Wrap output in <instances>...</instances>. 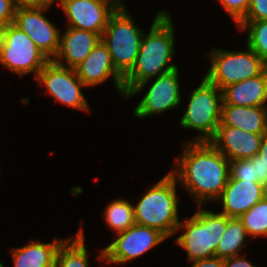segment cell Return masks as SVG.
I'll use <instances>...</instances> for the list:
<instances>
[{
	"label": "cell",
	"mask_w": 267,
	"mask_h": 267,
	"mask_svg": "<svg viewBox=\"0 0 267 267\" xmlns=\"http://www.w3.org/2000/svg\"><path fill=\"white\" fill-rule=\"evenodd\" d=\"M49 8L18 9L13 24L25 32L49 60H53L59 49L61 30L44 16Z\"/></svg>",
	"instance_id": "12"
},
{
	"label": "cell",
	"mask_w": 267,
	"mask_h": 267,
	"mask_svg": "<svg viewBox=\"0 0 267 267\" xmlns=\"http://www.w3.org/2000/svg\"><path fill=\"white\" fill-rule=\"evenodd\" d=\"M182 155L170 173L193 196L197 206L217 200L230 174V161L210 141L185 142Z\"/></svg>",
	"instance_id": "1"
},
{
	"label": "cell",
	"mask_w": 267,
	"mask_h": 267,
	"mask_svg": "<svg viewBox=\"0 0 267 267\" xmlns=\"http://www.w3.org/2000/svg\"><path fill=\"white\" fill-rule=\"evenodd\" d=\"M222 100V104L236 106H267V68L257 76L224 87Z\"/></svg>",
	"instance_id": "18"
},
{
	"label": "cell",
	"mask_w": 267,
	"mask_h": 267,
	"mask_svg": "<svg viewBox=\"0 0 267 267\" xmlns=\"http://www.w3.org/2000/svg\"><path fill=\"white\" fill-rule=\"evenodd\" d=\"M222 90L203 77L189 97V104L180 119V126L201 134L191 141H211L221 119Z\"/></svg>",
	"instance_id": "6"
},
{
	"label": "cell",
	"mask_w": 267,
	"mask_h": 267,
	"mask_svg": "<svg viewBox=\"0 0 267 267\" xmlns=\"http://www.w3.org/2000/svg\"><path fill=\"white\" fill-rule=\"evenodd\" d=\"M197 207L198 211L180 222L176 230L183 231L175 242L187 252L189 262L216 257V248L227 228L226 215Z\"/></svg>",
	"instance_id": "4"
},
{
	"label": "cell",
	"mask_w": 267,
	"mask_h": 267,
	"mask_svg": "<svg viewBox=\"0 0 267 267\" xmlns=\"http://www.w3.org/2000/svg\"><path fill=\"white\" fill-rule=\"evenodd\" d=\"M46 87L45 93L64 105L89 112V106L81 88L86 87L72 68L49 60L35 78Z\"/></svg>",
	"instance_id": "10"
},
{
	"label": "cell",
	"mask_w": 267,
	"mask_h": 267,
	"mask_svg": "<svg viewBox=\"0 0 267 267\" xmlns=\"http://www.w3.org/2000/svg\"><path fill=\"white\" fill-rule=\"evenodd\" d=\"M176 178L169 172L139 199L134 207L135 222L157 229L167 238L176 233L180 223Z\"/></svg>",
	"instance_id": "3"
},
{
	"label": "cell",
	"mask_w": 267,
	"mask_h": 267,
	"mask_svg": "<svg viewBox=\"0 0 267 267\" xmlns=\"http://www.w3.org/2000/svg\"><path fill=\"white\" fill-rule=\"evenodd\" d=\"M230 177L243 181H257L254 163L250 159H237L230 161Z\"/></svg>",
	"instance_id": "26"
},
{
	"label": "cell",
	"mask_w": 267,
	"mask_h": 267,
	"mask_svg": "<svg viewBox=\"0 0 267 267\" xmlns=\"http://www.w3.org/2000/svg\"><path fill=\"white\" fill-rule=\"evenodd\" d=\"M125 5L110 16L101 41L107 46L116 70L125 77L134 67L144 32L135 25Z\"/></svg>",
	"instance_id": "5"
},
{
	"label": "cell",
	"mask_w": 267,
	"mask_h": 267,
	"mask_svg": "<svg viewBox=\"0 0 267 267\" xmlns=\"http://www.w3.org/2000/svg\"><path fill=\"white\" fill-rule=\"evenodd\" d=\"M82 227L72 239L64 240L56 254L55 267H88L89 255Z\"/></svg>",
	"instance_id": "21"
},
{
	"label": "cell",
	"mask_w": 267,
	"mask_h": 267,
	"mask_svg": "<svg viewBox=\"0 0 267 267\" xmlns=\"http://www.w3.org/2000/svg\"><path fill=\"white\" fill-rule=\"evenodd\" d=\"M247 237L242 221L237 217H227V228L216 248V257L227 259L240 255L241 249L247 244Z\"/></svg>",
	"instance_id": "22"
},
{
	"label": "cell",
	"mask_w": 267,
	"mask_h": 267,
	"mask_svg": "<svg viewBox=\"0 0 267 267\" xmlns=\"http://www.w3.org/2000/svg\"><path fill=\"white\" fill-rule=\"evenodd\" d=\"M178 68L155 77L147 93L134 109V115L145 118L175 109L181 103Z\"/></svg>",
	"instance_id": "13"
},
{
	"label": "cell",
	"mask_w": 267,
	"mask_h": 267,
	"mask_svg": "<svg viewBox=\"0 0 267 267\" xmlns=\"http://www.w3.org/2000/svg\"><path fill=\"white\" fill-rule=\"evenodd\" d=\"M238 218L250 238L267 237V195Z\"/></svg>",
	"instance_id": "25"
},
{
	"label": "cell",
	"mask_w": 267,
	"mask_h": 267,
	"mask_svg": "<svg viewBox=\"0 0 267 267\" xmlns=\"http://www.w3.org/2000/svg\"><path fill=\"white\" fill-rule=\"evenodd\" d=\"M56 0H13V4L18 9L51 7Z\"/></svg>",
	"instance_id": "31"
},
{
	"label": "cell",
	"mask_w": 267,
	"mask_h": 267,
	"mask_svg": "<svg viewBox=\"0 0 267 267\" xmlns=\"http://www.w3.org/2000/svg\"><path fill=\"white\" fill-rule=\"evenodd\" d=\"M211 66L204 76L220 90L261 74L267 65L247 46L246 51L212 49L209 53Z\"/></svg>",
	"instance_id": "7"
},
{
	"label": "cell",
	"mask_w": 267,
	"mask_h": 267,
	"mask_svg": "<svg viewBox=\"0 0 267 267\" xmlns=\"http://www.w3.org/2000/svg\"><path fill=\"white\" fill-rule=\"evenodd\" d=\"M48 61L27 34L13 23L0 30V63L18 76L35 73V79Z\"/></svg>",
	"instance_id": "8"
},
{
	"label": "cell",
	"mask_w": 267,
	"mask_h": 267,
	"mask_svg": "<svg viewBox=\"0 0 267 267\" xmlns=\"http://www.w3.org/2000/svg\"><path fill=\"white\" fill-rule=\"evenodd\" d=\"M74 70L86 87L99 85L112 77L116 89L124 96V77L116 70L111 54L102 41Z\"/></svg>",
	"instance_id": "14"
},
{
	"label": "cell",
	"mask_w": 267,
	"mask_h": 267,
	"mask_svg": "<svg viewBox=\"0 0 267 267\" xmlns=\"http://www.w3.org/2000/svg\"><path fill=\"white\" fill-rule=\"evenodd\" d=\"M133 206L126 199H116L106 206L104 210L105 222L116 234L136 224Z\"/></svg>",
	"instance_id": "23"
},
{
	"label": "cell",
	"mask_w": 267,
	"mask_h": 267,
	"mask_svg": "<svg viewBox=\"0 0 267 267\" xmlns=\"http://www.w3.org/2000/svg\"><path fill=\"white\" fill-rule=\"evenodd\" d=\"M263 133H250L231 126H218L210 141L229 161L249 159L258 154Z\"/></svg>",
	"instance_id": "16"
},
{
	"label": "cell",
	"mask_w": 267,
	"mask_h": 267,
	"mask_svg": "<svg viewBox=\"0 0 267 267\" xmlns=\"http://www.w3.org/2000/svg\"><path fill=\"white\" fill-rule=\"evenodd\" d=\"M50 243L31 241L28 245L13 248L12 258L14 267H55L56 254L64 240L57 237Z\"/></svg>",
	"instance_id": "20"
},
{
	"label": "cell",
	"mask_w": 267,
	"mask_h": 267,
	"mask_svg": "<svg viewBox=\"0 0 267 267\" xmlns=\"http://www.w3.org/2000/svg\"><path fill=\"white\" fill-rule=\"evenodd\" d=\"M237 25L246 15L250 0H218Z\"/></svg>",
	"instance_id": "27"
},
{
	"label": "cell",
	"mask_w": 267,
	"mask_h": 267,
	"mask_svg": "<svg viewBox=\"0 0 267 267\" xmlns=\"http://www.w3.org/2000/svg\"><path fill=\"white\" fill-rule=\"evenodd\" d=\"M67 17L68 26L103 34L110 16L123 0H57Z\"/></svg>",
	"instance_id": "11"
},
{
	"label": "cell",
	"mask_w": 267,
	"mask_h": 267,
	"mask_svg": "<svg viewBox=\"0 0 267 267\" xmlns=\"http://www.w3.org/2000/svg\"><path fill=\"white\" fill-rule=\"evenodd\" d=\"M265 195H267V188L260 182L232 179L229 176L223 192L217 199L221 201L223 207L220 213L227 217L238 218L258 203Z\"/></svg>",
	"instance_id": "15"
},
{
	"label": "cell",
	"mask_w": 267,
	"mask_h": 267,
	"mask_svg": "<svg viewBox=\"0 0 267 267\" xmlns=\"http://www.w3.org/2000/svg\"><path fill=\"white\" fill-rule=\"evenodd\" d=\"M257 155L267 164V131L263 133L260 150Z\"/></svg>",
	"instance_id": "34"
},
{
	"label": "cell",
	"mask_w": 267,
	"mask_h": 267,
	"mask_svg": "<svg viewBox=\"0 0 267 267\" xmlns=\"http://www.w3.org/2000/svg\"><path fill=\"white\" fill-rule=\"evenodd\" d=\"M15 13L13 0H0V30L14 22Z\"/></svg>",
	"instance_id": "29"
},
{
	"label": "cell",
	"mask_w": 267,
	"mask_h": 267,
	"mask_svg": "<svg viewBox=\"0 0 267 267\" xmlns=\"http://www.w3.org/2000/svg\"><path fill=\"white\" fill-rule=\"evenodd\" d=\"M175 34L171 15L159 11L150 26L149 33L143 34L142 42L132 70L124 77V97L132 98L140 93L154 77L177 68L171 63L175 54Z\"/></svg>",
	"instance_id": "2"
},
{
	"label": "cell",
	"mask_w": 267,
	"mask_h": 267,
	"mask_svg": "<svg viewBox=\"0 0 267 267\" xmlns=\"http://www.w3.org/2000/svg\"><path fill=\"white\" fill-rule=\"evenodd\" d=\"M240 31L247 30V46L267 65V20L240 21Z\"/></svg>",
	"instance_id": "24"
},
{
	"label": "cell",
	"mask_w": 267,
	"mask_h": 267,
	"mask_svg": "<svg viewBox=\"0 0 267 267\" xmlns=\"http://www.w3.org/2000/svg\"><path fill=\"white\" fill-rule=\"evenodd\" d=\"M219 126H231L250 133L267 131V106L222 104Z\"/></svg>",
	"instance_id": "19"
},
{
	"label": "cell",
	"mask_w": 267,
	"mask_h": 267,
	"mask_svg": "<svg viewBox=\"0 0 267 267\" xmlns=\"http://www.w3.org/2000/svg\"><path fill=\"white\" fill-rule=\"evenodd\" d=\"M60 34L59 49L53 61L59 65L74 69L89 56L93 48L101 41V35L83 29L66 27Z\"/></svg>",
	"instance_id": "17"
},
{
	"label": "cell",
	"mask_w": 267,
	"mask_h": 267,
	"mask_svg": "<svg viewBox=\"0 0 267 267\" xmlns=\"http://www.w3.org/2000/svg\"><path fill=\"white\" fill-rule=\"evenodd\" d=\"M224 267H256L249 262L245 255L233 256L231 258L224 259Z\"/></svg>",
	"instance_id": "32"
},
{
	"label": "cell",
	"mask_w": 267,
	"mask_h": 267,
	"mask_svg": "<svg viewBox=\"0 0 267 267\" xmlns=\"http://www.w3.org/2000/svg\"><path fill=\"white\" fill-rule=\"evenodd\" d=\"M249 159L254 163V171L255 177H257V182H260L265 188H267V164L263 162L258 155Z\"/></svg>",
	"instance_id": "30"
},
{
	"label": "cell",
	"mask_w": 267,
	"mask_h": 267,
	"mask_svg": "<svg viewBox=\"0 0 267 267\" xmlns=\"http://www.w3.org/2000/svg\"><path fill=\"white\" fill-rule=\"evenodd\" d=\"M267 20V0H250L248 11L241 21Z\"/></svg>",
	"instance_id": "28"
},
{
	"label": "cell",
	"mask_w": 267,
	"mask_h": 267,
	"mask_svg": "<svg viewBox=\"0 0 267 267\" xmlns=\"http://www.w3.org/2000/svg\"><path fill=\"white\" fill-rule=\"evenodd\" d=\"M191 263H193L191 267H224V259L219 257L194 260Z\"/></svg>",
	"instance_id": "33"
},
{
	"label": "cell",
	"mask_w": 267,
	"mask_h": 267,
	"mask_svg": "<svg viewBox=\"0 0 267 267\" xmlns=\"http://www.w3.org/2000/svg\"><path fill=\"white\" fill-rule=\"evenodd\" d=\"M116 238L98 255L100 260L106 261L108 264L124 265L167 239L157 229L138 224L117 233Z\"/></svg>",
	"instance_id": "9"
}]
</instances>
